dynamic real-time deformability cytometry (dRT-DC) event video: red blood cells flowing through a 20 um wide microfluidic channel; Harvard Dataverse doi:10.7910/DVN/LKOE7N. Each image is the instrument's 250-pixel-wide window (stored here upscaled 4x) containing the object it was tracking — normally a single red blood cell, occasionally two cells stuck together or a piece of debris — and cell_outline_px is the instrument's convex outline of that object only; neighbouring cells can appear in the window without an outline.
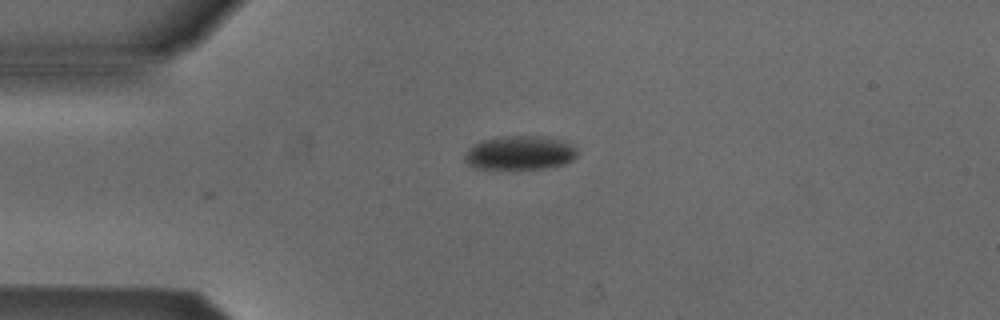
{"species": "Egyptian fruit bat (a non-hibernating species)", "species_latin": "Rousettus aegyptiacus", "temperature_condition": "cold", "stored_images_in_passage": 3, "camera_frame_rate_fps": 3000, "um_per_image_px": 0.085, "animal": {"sex": "male"}, "frame": {"image": 1, "passage_image": 2, "time_ms": 0.333, "image_size_px": [1000, 320], "cell_outline_px": [[576, 156], [572, 160], [564, 164], [544, 168], [472, 168], [464, 160], [464, 156], [476, 144], [484, 140], [504, 136], [544, 136], [572, 144], [576, 148]], "centroid_in_image_um": [44.21, 12.99], "position_along_channel_um": 40.8, "area_um2": 21.79}}